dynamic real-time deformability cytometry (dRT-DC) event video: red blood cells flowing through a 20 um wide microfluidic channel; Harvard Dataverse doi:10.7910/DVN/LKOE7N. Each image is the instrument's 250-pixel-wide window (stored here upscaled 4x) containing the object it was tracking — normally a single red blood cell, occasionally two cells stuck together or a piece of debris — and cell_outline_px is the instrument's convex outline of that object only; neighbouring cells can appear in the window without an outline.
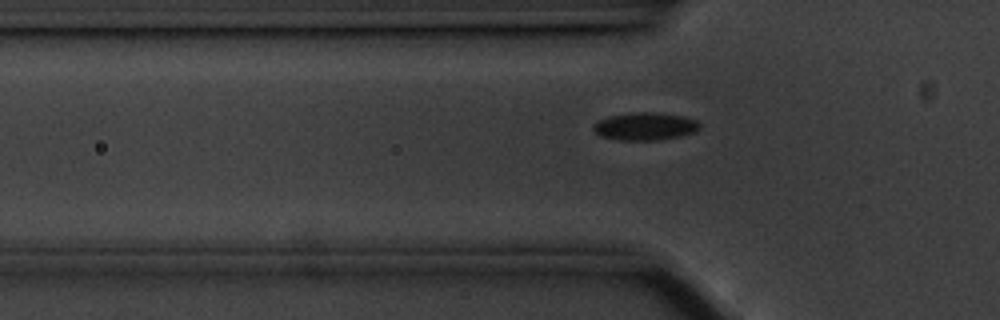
{"species": "common noctule bat (a hibernating species)", "species_latin": "Nyctalus noctula", "temperature_condition": "cold", "stored_images_in_passage": 44, "camera_frame_rate_fps": 3000, "um_per_image_px": 0.085, "animal": {"sex": "male", "body_mass_g": 20.1, "forearm_length_mm": 53.5}, "frame": {"image": 1, "passage_image": 9, "time_ms": 2.667, "image_size_px": [1000, 320], "cell_outline_px": [[700, 128], [696, 132], [680, 136], [660, 140], [616, 140], [600, 136], [592, 132], [592, 124], [596, 120], [608, 116], [632, 112], [656, 112], [684, 116], [696, 120], [700, 124]], "centroid_in_image_um": [54.78, 10.74], "position_along_channel_um": 71.0, "area_um2": 17.63}}
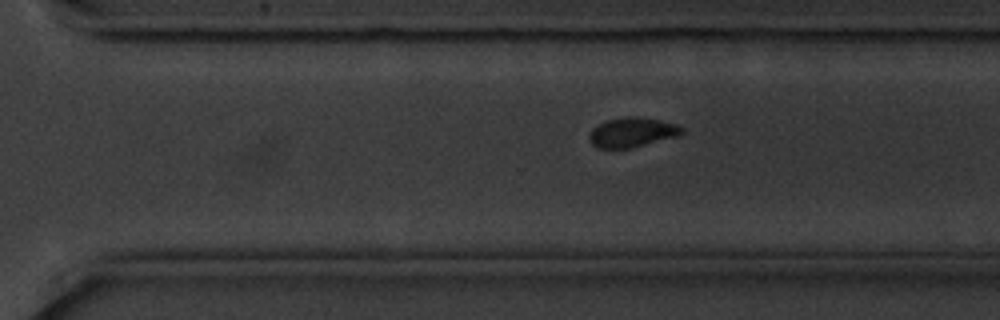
{"frame": {"image": 2, "passage_image": 30, "time_ms": 9.667, "image_size_px": [1000, 320], "cell_outline_px": [[684, 132], [680, 136], [632, 148], [596, 148], [588, 140], [588, 136], [592, 128], [608, 120], [628, 116], [636, 116], [660, 120], [680, 124], [684, 128]], "centroid_in_image_um": [53.78, 11.25], "position_along_channel_um": 316.8, "area_um2": 16.3}}
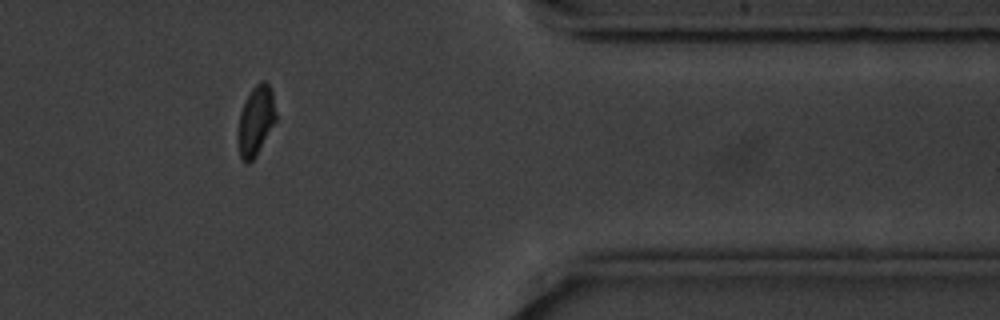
{"frame": {"image": 3, "passage_image": 38, "time_ms": 12.333, "image_size_px": [1000, 320], "cell_outline_px": [[276, 120], [256, 156], [248, 164], [240, 156], [240, 112], [252, 88], [260, 80], [264, 80], [272, 88], [276, 112]], "centroid_in_image_um": [21.8, 10.2], "position_along_channel_um": 389.6, "area_um2": 14.85}, "authors_computed_cell_mechanics": {"area_um2": 16.8776, "velocity_mm_per_s": 3.506, "shape_relaxation_time_tau1_ms": 1.8779, "shape_relaxation_time_tau2_ms": 3.5749, "deformation_change_tau1": 0.0826, "deformation_change_tau2": 0.0538}}